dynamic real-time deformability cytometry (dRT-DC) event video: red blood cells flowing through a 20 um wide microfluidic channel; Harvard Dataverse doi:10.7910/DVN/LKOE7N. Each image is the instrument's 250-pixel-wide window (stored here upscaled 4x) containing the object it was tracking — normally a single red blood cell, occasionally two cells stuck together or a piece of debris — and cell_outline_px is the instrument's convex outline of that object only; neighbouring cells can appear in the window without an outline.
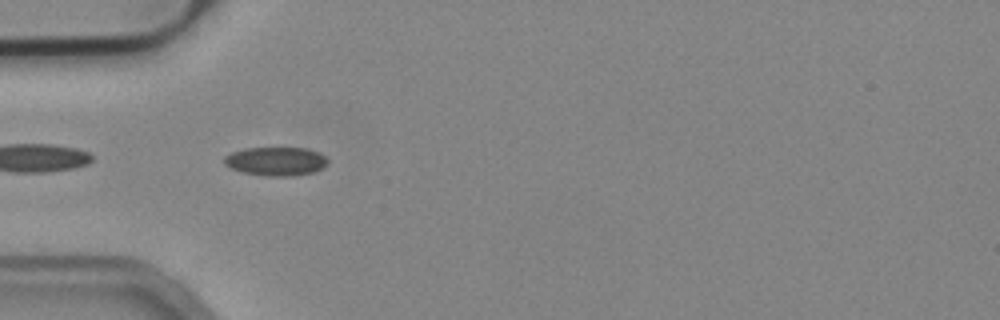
{"species": "common noctule bat (a hibernating species)", "species_latin": "Nyctalus noctula", "temperature_condition": "cold", "stored_images_in_passage": 11, "camera_frame_rate_fps": 3000, "um_per_image_px": 0.085, "animal": {"sex": "male", "body_mass_g": 19.2, "forearm_length_mm": 51.8}, "frame": {"image": 1, "passage_image": 2, "time_ms": 0.333, "image_size_px": [1000, 320], "cell_outline_px": [[328, 164], [312, 172], [292, 176], [268, 176], [244, 172], [232, 168], [224, 164], [224, 156], [232, 152], [244, 148], [308, 148], [320, 152], [328, 160]], "centroid_in_image_um": [23.46, 13.7], "position_along_channel_um": 61.5, "area_um2": 17.22}}